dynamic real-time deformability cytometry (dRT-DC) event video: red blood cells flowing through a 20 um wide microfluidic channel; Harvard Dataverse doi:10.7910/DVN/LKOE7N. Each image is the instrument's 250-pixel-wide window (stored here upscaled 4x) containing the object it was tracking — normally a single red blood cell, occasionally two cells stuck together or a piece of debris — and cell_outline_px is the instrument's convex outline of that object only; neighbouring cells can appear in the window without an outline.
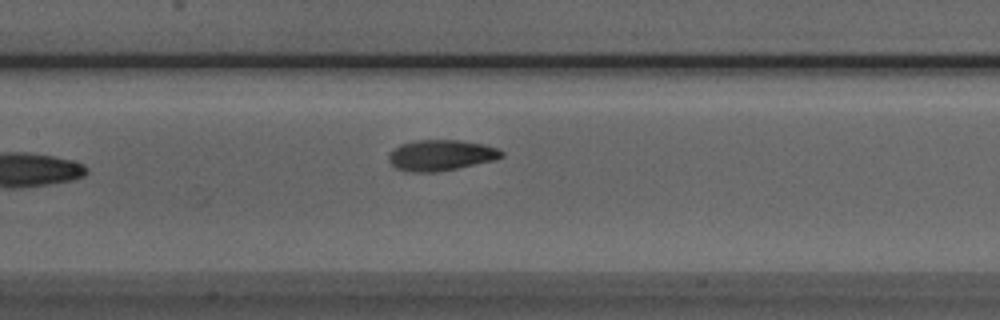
{"species": "Egyptian fruit bat (a non-hibernating species)", "species_latin": "Rousettus aegyptiacus", "temperature_condition": "room temperature", "stored_images_in_passage": 7, "camera_frame_rate_fps": 3000, "um_per_image_px": 0.085, "animal": {"sex": "male"}, "frame": {"image": 1, "passage_image": 7, "time_ms": 2.0, "image_size_px": [1000, 320], "cell_outline_px": [[504, 156], [496, 160], [436, 172], [404, 172], [396, 168], [388, 160], [388, 152], [392, 148], [400, 144], [416, 140], [460, 140], [484, 144], [496, 148], [504, 152]], "centroid_in_image_um": [37.44, 13.19], "position_along_channel_um": 170.0, "area_um2": 20.52}}